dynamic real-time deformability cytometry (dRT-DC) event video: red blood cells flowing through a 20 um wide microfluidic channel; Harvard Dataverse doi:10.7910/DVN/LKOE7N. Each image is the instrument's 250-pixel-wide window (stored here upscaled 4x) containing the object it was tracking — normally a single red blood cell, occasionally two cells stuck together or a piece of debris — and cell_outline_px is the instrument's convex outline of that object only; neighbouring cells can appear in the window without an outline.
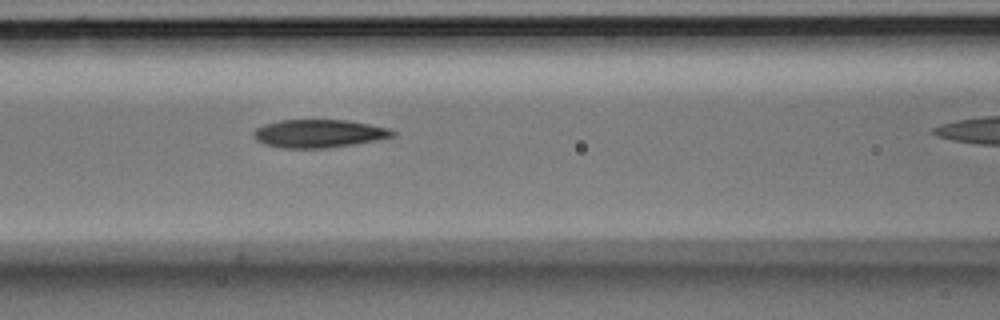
{"species": "Egyptian fruit bat (a non-hibernating species)", "species_latin": "Rousettus aegyptiacus", "temperature_condition": "room temperature", "stored_images_in_passage": 4, "camera_frame_rate_fps": 3000, "um_per_image_px": 0.085, "animal": {"sex": "male"}, "frame": {"image": 1, "passage_image": 3, "time_ms": 0.667, "image_size_px": [1000, 320], "cell_outline_px": [[396, 136], [376, 140], [352, 144], [324, 148], [284, 148], [264, 144], [256, 140], [252, 136], [252, 132], [256, 128], [264, 124], [280, 120], [348, 120], [388, 128], [396, 132]], "centroid_in_image_um": [27.07, 11.35], "position_along_channel_um": 139.5, "area_um2": 22.72}}